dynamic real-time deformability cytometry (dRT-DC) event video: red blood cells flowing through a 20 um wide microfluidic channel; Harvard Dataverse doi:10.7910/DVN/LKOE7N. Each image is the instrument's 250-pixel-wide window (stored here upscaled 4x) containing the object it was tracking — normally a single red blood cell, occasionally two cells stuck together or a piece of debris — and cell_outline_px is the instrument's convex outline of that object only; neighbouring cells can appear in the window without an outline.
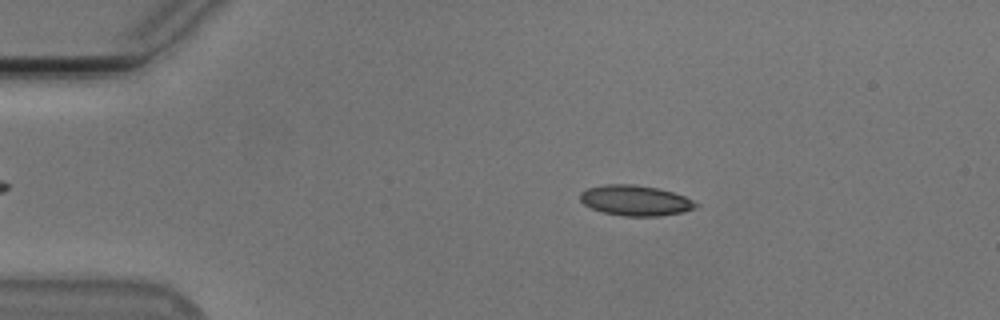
{"species": "Egyptian fruit bat (a non-hibernating species)", "species_latin": "Rousettus aegyptiacus", "temperature_condition": "cold", "stored_images_in_passage": 55, "segment_of_instrument_passage": [1, 2], "camera_frame_rate_fps": 3000, "um_per_image_px": 0.085, "animal": {"sex": "male"}, "frame": {"image": 1, "passage_image": 10, "time_ms": 3.0, "image_size_px": [1000, 320], "cell_outline_px": [[700, 204], [696, 208], [684, 212], [656, 216], [624, 216], [604, 212], [592, 208], [584, 204], [580, 200], [580, 192], [588, 188], [604, 184], [636, 184], [656, 188], [672, 192], [684, 196]], "centroid_in_image_um": [54.01, 17.03], "position_along_channel_um": 31.0, "area_um2": 20.46}}
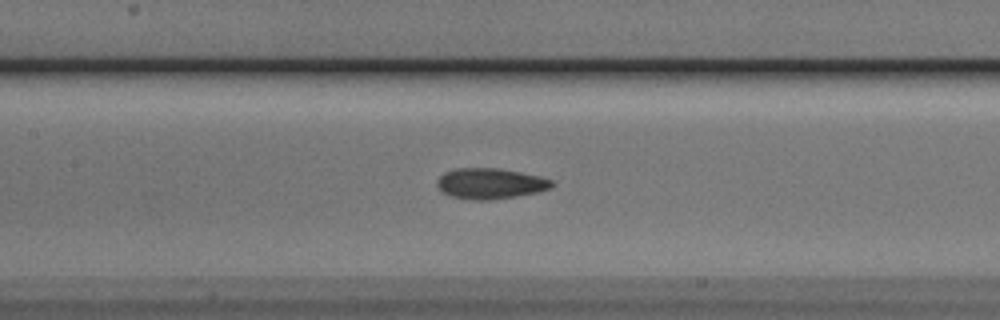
{"frame": {"image": 2, "passage_image": 25, "time_ms": 8.0, "image_size_px": [1000, 320], "cell_outline_px": [[556, 184], [552, 188], [536, 192], [516, 196], [488, 200], [472, 200], [452, 196], [440, 192], [436, 184], [436, 180], [444, 172], [456, 168], [496, 168], [520, 172], [540, 176], [552, 180]], "centroid_in_image_um": [41.66, 15.6], "position_along_channel_um": 165.7, "area_um2": 20.63}}
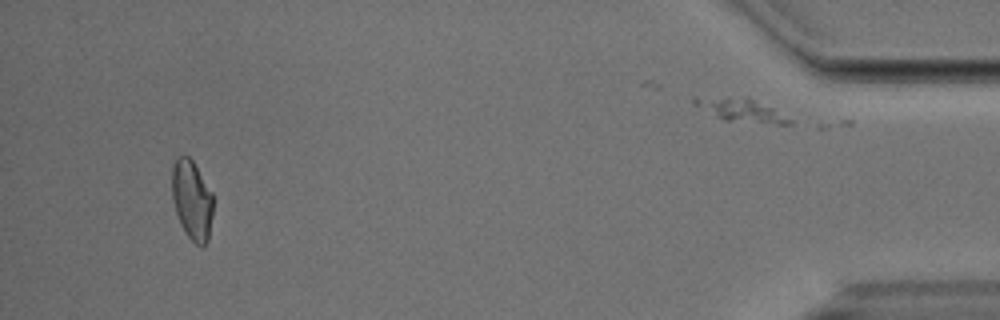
{"frame": {"image": 3, "passage_image": 51, "time_ms": 16.667, "image_size_px": [1000, 320], "cell_outline_px": [[212, 216], [208, 240], [204, 244], [196, 244], [184, 232], [180, 224], [176, 212], [172, 196], [172, 164], [176, 156], [188, 156], [192, 160], [212, 192]], "centroid_in_image_um": [16.3, 16.97], "position_along_channel_um": 418.9, "area_um2": 18.96}}